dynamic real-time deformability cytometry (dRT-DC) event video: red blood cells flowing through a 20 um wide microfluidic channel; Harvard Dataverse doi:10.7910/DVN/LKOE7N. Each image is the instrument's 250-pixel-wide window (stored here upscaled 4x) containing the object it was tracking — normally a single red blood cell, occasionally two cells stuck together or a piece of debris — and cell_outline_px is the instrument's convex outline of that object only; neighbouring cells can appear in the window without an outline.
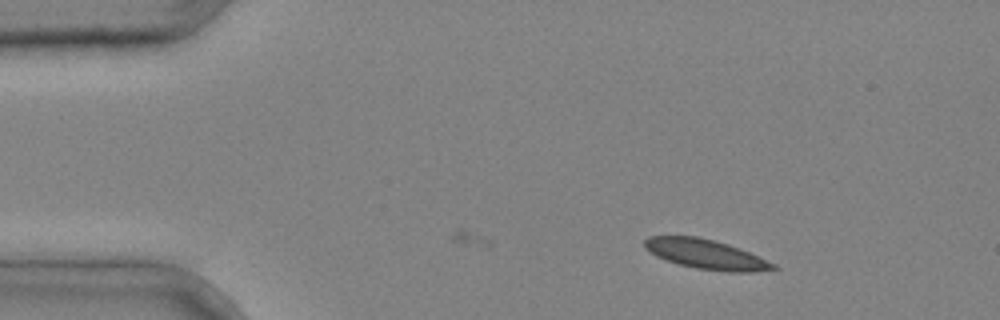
{"species": "common noctule bat (a hibernating species)", "species_latin": "Nyctalus noctula", "temperature_condition": "cold", "stored_images_in_passage": 35, "camera_frame_rate_fps": 3000, "um_per_image_px": 0.085, "animal": {"sex": "male", "body_mass_g": 20.4}, "frame": {"image": 1, "passage_image": 1, "time_ms": 0.0, "image_size_px": [1000, 320], "cell_outline_px": [[780, 268], [752, 272], [728, 272], [696, 268], [680, 264], [656, 256], [644, 248], [644, 240], [648, 236], [696, 236], [728, 244], [740, 248], [776, 264]], "centroid_in_image_um": [60.02, 21.61], "position_along_channel_um": 25.0, "area_um2": 22.08}}
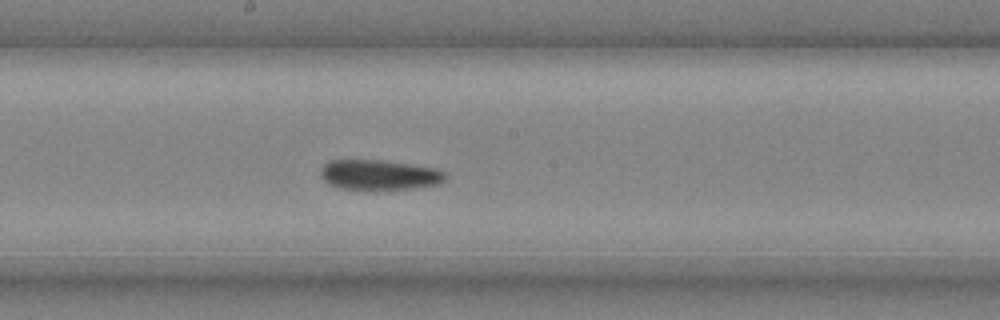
{"frame": {"image": 2, "passage_image": 18, "time_ms": 5.667, "image_size_px": [1000, 320], "cell_outline_px": [[448, 176], [440, 184], [412, 188], [340, 188], [324, 180], [320, 176], [320, 168], [328, 160], [380, 160], [432, 168], [444, 172]], "centroid_in_image_um": [32.21, 14.84], "position_along_channel_um": 216.0, "area_um2": 21.27}}
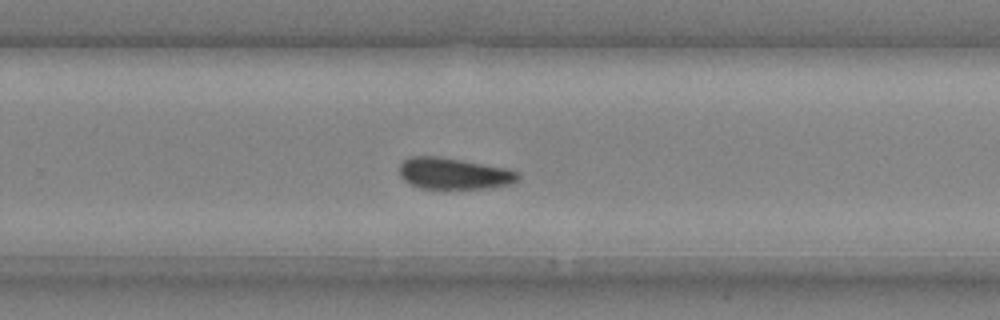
{"frame": {"image": 3, "passage_image": 23, "time_ms": 7.333, "image_size_px": [1000, 320], "cell_outline_px": [[520, 176], [512, 184], [488, 188], [420, 188], [404, 180], [400, 176], [400, 164], [404, 160], [412, 156], [440, 156], [504, 168], [516, 172]], "centroid_in_image_um": [38.55, 14.75], "position_along_channel_um": 291.3, "area_um2": 21.39}}